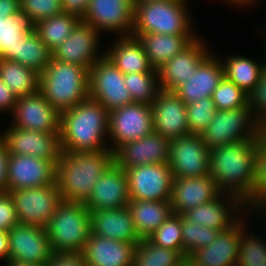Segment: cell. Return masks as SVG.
Returning <instances> with one entry per match:
<instances>
[{
    "label": "cell",
    "instance_id": "6da1fadb",
    "mask_svg": "<svg viewBox=\"0 0 266 266\" xmlns=\"http://www.w3.org/2000/svg\"><path fill=\"white\" fill-rule=\"evenodd\" d=\"M258 142L245 140L209 150V175L220 191L239 197L254 209Z\"/></svg>",
    "mask_w": 266,
    "mask_h": 266
},
{
    "label": "cell",
    "instance_id": "7a4b0ae2",
    "mask_svg": "<svg viewBox=\"0 0 266 266\" xmlns=\"http://www.w3.org/2000/svg\"><path fill=\"white\" fill-rule=\"evenodd\" d=\"M113 163L111 150L61 151L56 163L55 183L62 199L85 203L94 185Z\"/></svg>",
    "mask_w": 266,
    "mask_h": 266
},
{
    "label": "cell",
    "instance_id": "3957f363",
    "mask_svg": "<svg viewBox=\"0 0 266 266\" xmlns=\"http://www.w3.org/2000/svg\"><path fill=\"white\" fill-rule=\"evenodd\" d=\"M108 128L109 111L99 102L88 98L75 107L61 112V150L66 152L111 150L110 146L104 144Z\"/></svg>",
    "mask_w": 266,
    "mask_h": 266
},
{
    "label": "cell",
    "instance_id": "277c9868",
    "mask_svg": "<svg viewBox=\"0 0 266 266\" xmlns=\"http://www.w3.org/2000/svg\"><path fill=\"white\" fill-rule=\"evenodd\" d=\"M39 91L61 113L90 98L89 71L51 57L39 75Z\"/></svg>",
    "mask_w": 266,
    "mask_h": 266
},
{
    "label": "cell",
    "instance_id": "5b68a950",
    "mask_svg": "<svg viewBox=\"0 0 266 266\" xmlns=\"http://www.w3.org/2000/svg\"><path fill=\"white\" fill-rule=\"evenodd\" d=\"M187 0H155L134 6L131 35H194L188 16ZM190 19V20H189Z\"/></svg>",
    "mask_w": 266,
    "mask_h": 266
},
{
    "label": "cell",
    "instance_id": "8992f818",
    "mask_svg": "<svg viewBox=\"0 0 266 266\" xmlns=\"http://www.w3.org/2000/svg\"><path fill=\"white\" fill-rule=\"evenodd\" d=\"M46 231L52 252H82L91 234L90 211L82 202L63 200Z\"/></svg>",
    "mask_w": 266,
    "mask_h": 266
},
{
    "label": "cell",
    "instance_id": "52a82bcc",
    "mask_svg": "<svg viewBox=\"0 0 266 266\" xmlns=\"http://www.w3.org/2000/svg\"><path fill=\"white\" fill-rule=\"evenodd\" d=\"M262 125L254 118L250 103L235 109L217 110L201 134L207 149L245 140H259Z\"/></svg>",
    "mask_w": 266,
    "mask_h": 266
},
{
    "label": "cell",
    "instance_id": "ba28073f",
    "mask_svg": "<svg viewBox=\"0 0 266 266\" xmlns=\"http://www.w3.org/2000/svg\"><path fill=\"white\" fill-rule=\"evenodd\" d=\"M9 193L15 203L18 223L43 228H46L57 207L63 201L56 183L37 188L13 190Z\"/></svg>",
    "mask_w": 266,
    "mask_h": 266
},
{
    "label": "cell",
    "instance_id": "9c48e42d",
    "mask_svg": "<svg viewBox=\"0 0 266 266\" xmlns=\"http://www.w3.org/2000/svg\"><path fill=\"white\" fill-rule=\"evenodd\" d=\"M124 76L106 56L96 61L89 71L90 98L108 111L133 103Z\"/></svg>",
    "mask_w": 266,
    "mask_h": 266
},
{
    "label": "cell",
    "instance_id": "30bf717a",
    "mask_svg": "<svg viewBox=\"0 0 266 266\" xmlns=\"http://www.w3.org/2000/svg\"><path fill=\"white\" fill-rule=\"evenodd\" d=\"M153 132V111L151 104L133 102L109 111L108 136L114 145V152L126 142L141 139Z\"/></svg>",
    "mask_w": 266,
    "mask_h": 266
},
{
    "label": "cell",
    "instance_id": "8fae6325",
    "mask_svg": "<svg viewBox=\"0 0 266 266\" xmlns=\"http://www.w3.org/2000/svg\"><path fill=\"white\" fill-rule=\"evenodd\" d=\"M168 165L174 179L209 175V150L202 136L189 134L172 140Z\"/></svg>",
    "mask_w": 266,
    "mask_h": 266
},
{
    "label": "cell",
    "instance_id": "7c38bea8",
    "mask_svg": "<svg viewBox=\"0 0 266 266\" xmlns=\"http://www.w3.org/2000/svg\"><path fill=\"white\" fill-rule=\"evenodd\" d=\"M130 199L170 201L173 174L168 163L127 168Z\"/></svg>",
    "mask_w": 266,
    "mask_h": 266
},
{
    "label": "cell",
    "instance_id": "4fadbf2b",
    "mask_svg": "<svg viewBox=\"0 0 266 266\" xmlns=\"http://www.w3.org/2000/svg\"><path fill=\"white\" fill-rule=\"evenodd\" d=\"M12 115L14 127L60 134L61 113L39 90L36 93L18 97Z\"/></svg>",
    "mask_w": 266,
    "mask_h": 266
},
{
    "label": "cell",
    "instance_id": "5bb4252c",
    "mask_svg": "<svg viewBox=\"0 0 266 266\" xmlns=\"http://www.w3.org/2000/svg\"><path fill=\"white\" fill-rule=\"evenodd\" d=\"M8 237L9 262L44 265L53 253L46 228L18 223Z\"/></svg>",
    "mask_w": 266,
    "mask_h": 266
},
{
    "label": "cell",
    "instance_id": "9a60e30c",
    "mask_svg": "<svg viewBox=\"0 0 266 266\" xmlns=\"http://www.w3.org/2000/svg\"><path fill=\"white\" fill-rule=\"evenodd\" d=\"M99 33L94 27L80 20L70 36L52 51V58L82 66L90 71L92 65L105 56L97 55Z\"/></svg>",
    "mask_w": 266,
    "mask_h": 266
},
{
    "label": "cell",
    "instance_id": "2e32d148",
    "mask_svg": "<svg viewBox=\"0 0 266 266\" xmlns=\"http://www.w3.org/2000/svg\"><path fill=\"white\" fill-rule=\"evenodd\" d=\"M0 136L5 140L9 154L35 156L58 162L61 156L60 134L21 129L10 125Z\"/></svg>",
    "mask_w": 266,
    "mask_h": 266
},
{
    "label": "cell",
    "instance_id": "e0dca14e",
    "mask_svg": "<svg viewBox=\"0 0 266 266\" xmlns=\"http://www.w3.org/2000/svg\"><path fill=\"white\" fill-rule=\"evenodd\" d=\"M7 192L55 184L56 163L27 155L9 154Z\"/></svg>",
    "mask_w": 266,
    "mask_h": 266
},
{
    "label": "cell",
    "instance_id": "ac0fdd59",
    "mask_svg": "<svg viewBox=\"0 0 266 266\" xmlns=\"http://www.w3.org/2000/svg\"><path fill=\"white\" fill-rule=\"evenodd\" d=\"M134 6L131 0H90L81 19L101 32L107 30L130 36L133 28ZM130 30V31H129Z\"/></svg>",
    "mask_w": 266,
    "mask_h": 266
},
{
    "label": "cell",
    "instance_id": "d6986e66",
    "mask_svg": "<svg viewBox=\"0 0 266 266\" xmlns=\"http://www.w3.org/2000/svg\"><path fill=\"white\" fill-rule=\"evenodd\" d=\"M151 105L155 133L170 141L189 135L186 104L174 91L160 89Z\"/></svg>",
    "mask_w": 266,
    "mask_h": 266
},
{
    "label": "cell",
    "instance_id": "ffe728a7",
    "mask_svg": "<svg viewBox=\"0 0 266 266\" xmlns=\"http://www.w3.org/2000/svg\"><path fill=\"white\" fill-rule=\"evenodd\" d=\"M171 141L154 131L138 140L119 146L114 153V163L126 170L144 164L168 163Z\"/></svg>",
    "mask_w": 266,
    "mask_h": 266
},
{
    "label": "cell",
    "instance_id": "44dd1931",
    "mask_svg": "<svg viewBox=\"0 0 266 266\" xmlns=\"http://www.w3.org/2000/svg\"><path fill=\"white\" fill-rule=\"evenodd\" d=\"M130 201L129 182L126 171L113 163L94 185L91 195L84 203L90 212L119 209Z\"/></svg>",
    "mask_w": 266,
    "mask_h": 266
},
{
    "label": "cell",
    "instance_id": "7402d4cb",
    "mask_svg": "<svg viewBox=\"0 0 266 266\" xmlns=\"http://www.w3.org/2000/svg\"><path fill=\"white\" fill-rule=\"evenodd\" d=\"M209 53L204 42L197 37L187 48L157 69L160 89L175 91L189 81Z\"/></svg>",
    "mask_w": 266,
    "mask_h": 266
},
{
    "label": "cell",
    "instance_id": "603a6c76",
    "mask_svg": "<svg viewBox=\"0 0 266 266\" xmlns=\"http://www.w3.org/2000/svg\"><path fill=\"white\" fill-rule=\"evenodd\" d=\"M222 192L211 176L174 179L172 182L170 204L173 213L184 212L210 202Z\"/></svg>",
    "mask_w": 266,
    "mask_h": 266
},
{
    "label": "cell",
    "instance_id": "cb8c5ba5",
    "mask_svg": "<svg viewBox=\"0 0 266 266\" xmlns=\"http://www.w3.org/2000/svg\"><path fill=\"white\" fill-rule=\"evenodd\" d=\"M139 242H123L90 234L82 251L87 266H133Z\"/></svg>",
    "mask_w": 266,
    "mask_h": 266
},
{
    "label": "cell",
    "instance_id": "d4e9b609",
    "mask_svg": "<svg viewBox=\"0 0 266 266\" xmlns=\"http://www.w3.org/2000/svg\"><path fill=\"white\" fill-rule=\"evenodd\" d=\"M225 197L226 199L228 197V199L226 200ZM223 200H226V202L228 201L229 203L227 202L226 204ZM244 207L248 208V205L239 197L222 193L210 202L190 209L182 215L187 220L195 221L196 223L208 228L223 231L235 225L238 222L237 220H241L238 219V216L233 217L232 213H234L233 211L238 210L243 211L242 209H245Z\"/></svg>",
    "mask_w": 266,
    "mask_h": 266
},
{
    "label": "cell",
    "instance_id": "484cf974",
    "mask_svg": "<svg viewBox=\"0 0 266 266\" xmlns=\"http://www.w3.org/2000/svg\"><path fill=\"white\" fill-rule=\"evenodd\" d=\"M244 221L220 231L210 245L195 250L190 257L201 266H237L241 231Z\"/></svg>",
    "mask_w": 266,
    "mask_h": 266
},
{
    "label": "cell",
    "instance_id": "4316f807",
    "mask_svg": "<svg viewBox=\"0 0 266 266\" xmlns=\"http://www.w3.org/2000/svg\"><path fill=\"white\" fill-rule=\"evenodd\" d=\"M220 58L209 54L198 66L189 81L174 92L186 104L211 97L220 80L224 77V68Z\"/></svg>",
    "mask_w": 266,
    "mask_h": 266
},
{
    "label": "cell",
    "instance_id": "83f0119b",
    "mask_svg": "<svg viewBox=\"0 0 266 266\" xmlns=\"http://www.w3.org/2000/svg\"><path fill=\"white\" fill-rule=\"evenodd\" d=\"M91 233L123 242H140L131 214L126 207L90 212Z\"/></svg>",
    "mask_w": 266,
    "mask_h": 266
},
{
    "label": "cell",
    "instance_id": "f1b7e54d",
    "mask_svg": "<svg viewBox=\"0 0 266 266\" xmlns=\"http://www.w3.org/2000/svg\"><path fill=\"white\" fill-rule=\"evenodd\" d=\"M114 47L104 52L105 56L124 74L158 73L149 63L148 56L137 37L118 36Z\"/></svg>",
    "mask_w": 266,
    "mask_h": 266
},
{
    "label": "cell",
    "instance_id": "f546056e",
    "mask_svg": "<svg viewBox=\"0 0 266 266\" xmlns=\"http://www.w3.org/2000/svg\"><path fill=\"white\" fill-rule=\"evenodd\" d=\"M133 36L141 42L149 63L156 70L179 52H182L197 38L194 35H162L156 33H142Z\"/></svg>",
    "mask_w": 266,
    "mask_h": 266
},
{
    "label": "cell",
    "instance_id": "4dcf8cb0",
    "mask_svg": "<svg viewBox=\"0 0 266 266\" xmlns=\"http://www.w3.org/2000/svg\"><path fill=\"white\" fill-rule=\"evenodd\" d=\"M127 208L141 239H147L173 214L170 201L130 199Z\"/></svg>",
    "mask_w": 266,
    "mask_h": 266
},
{
    "label": "cell",
    "instance_id": "1f68e13d",
    "mask_svg": "<svg viewBox=\"0 0 266 266\" xmlns=\"http://www.w3.org/2000/svg\"><path fill=\"white\" fill-rule=\"evenodd\" d=\"M26 33H35V22L25 12L0 16V59L14 61L15 46Z\"/></svg>",
    "mask_w": 266,
    "mask_h": 266
},
{
    "label": "cell",
    "instance_id": "d6a6232c",
    "mask_svg": "<svg viewBox=\"0 0 266 266\" xmlns=\"http://www.w3.org/2000/svg\"><path fill=\"white\" fill-rule=\"evenodd\" d=\"M224 76L243 89L248 95L255 89L262 71L265 69V63L261 65L243 56H229L225 63L222 62Z\"/></svg>",
    "mask_w": 266,
    "mask_h": 266
},
{
    "label": "cell",
    "instance_id": "836d02e7",
    "mask_svg": "<svg viewBox=\"0 0 266 266\" xmlns=\"http://www.w3.org/2000/svg\"><path fill=\"white\" fill-rule=\"evenodd\" d=\"M52 52L36 33H26L15 46L14 62L25 65L39 75L47 67Z\"/></svg>",
    "mask_w": 266,
    "mask_h": 266
},
{
    "label": "cell",
    "instance_id": "e575fe53",
    "mask_svg": "<svg viewBox=\"0 0 266 266\" xmlns=\"http://www.w3.org/2000/svg\"><path fill=\"white\" fill-rule=\"evenodd\" d=\"M0 79L8 85L17 98L39 90V74L14 61L0 59Z\"/></svg>",
    "mask_w": 266,
    "mask_h": 266
},
{
    "label": "cell",
    "instance_id": "d590c367",
    "mask_svg": "<svg viewBox=\"0 0 266 266\" xmlns=\"http://www.w3.org/2000/svg\"><path fill=\"white\" fill-rule=\"evenodd\" d=\"M80 20L78 16L63 12L36 22L35 33L52 52L70 36Z\"/></svg>",
    "mask_w": 266,
    "mask_h": 266
},
{
    "label": "cell",
    "instance_id": "8d00e7d4",
    "mask_svg": "<svg viewBox=\"0 0 266 266\" xmlns=\"http://www.w3.org/2000/svg\"><path fill=\"white\" fill-rule=\"evenodd\" d=\"M182 256L175 250L142 239L135 248L133 266H180Z\"/></svg>",
    "mask_w": 266,
    "mask_h": 266
},
{
    "label": "cell",
    "instance_id": "74e56055",
    "mask_svg": "<svg viewBox=\"0 0 266 266\" xmlns=\"http://www.w3.org/2000/svg\"><path fill=\"white\" fill-rule=\"evenodd\" d=\"M158 73H129L124 76V84L133 102L152 104L160 90Z\"/></svg>",
    "mask_w": 266,
    "mask_h": 266
},
{
    "label": "cell",
    "instance_id": "f35d334b",
    "mask_svg": "<svg viewBox=\"0 0 266 266\" xmlns=\"http://www.w3.org/2000/svg\"><path fill=\"white\" fill-rule=\"evenodd\" d=\"M182 215L173 213L147 239L154 245L177 251L183 257Z\"/></svg>",
    "mask_w": 266,
    "mask_h": 266
},
{
    "label": "cell",
    "instance_id": "ab89813d",
    "mask_svg": "<svg viewBox=\"0 0 266 266\" xmlns=\"http://www.w3.org/2000/svg\"><path fill=\"white\" fill-rule=\"evenodd\" d=\"M183 257L190 256L195 250L210 245L217 239L219 230L205 227L182 215Z\"/></svg>",
    "mask_w": 266,
    "mask_h": 266
},
{
    "label": "cell",
    "instance_id": "60d3db41",
    "mask_svg": "<svg viewBox=\"0 0 266 266\" xmlns=\"http://www.w3.org/2000/svg\"><path fill=\"white\" fill-rule=\"evenodd\" d=\"M211 98L219 111L240 108L249 103V95L225 76L220 80Z\"/></svg>",
    "mask_w": 266,
    "mask_h": 266
},
{
    "label": "cell",
    "instance_id": "b9f144b4",
    "mask_svg": "<svg viewBox=\"0 0 266 266\" xmlns=\"http://www.w3.org/2000/svg\"><path fill=\"white\" fill-rule=\"evenodd\" d=\"M216 111L211 97L186 105L189 134L201 135L213 120Z\"/></svg>",
    "mask_w": 266,
    "mask_h": 266
},
{
    "label": "cell",
    "instance_id": "7bdbcfd3",
    "mask_svg": "<svg viewBox=\"0 0 266 266\" xmlns=\"http://www.w3.org/2000/svg\"><path fill=\"white\" fill-rule=\"evenodd\" d=\"M244 231H241L237 266H266L265 242Z\"/></svg>",
    "mask_w": 266,
    "mask_h": 266
},
{
    "label": "cell",
    "instance_id": "ee69618b",
    "mask_svg": "<svg viewBox=\"0 0 266 266\" xmlns=\"http://www.w3.org/2000/svg\"><path fill=\"white\" fill-rule=\"evenodd\" d=\"M266 206V125L259 134L256 160L255 207L259 211Z\"/></svg>",
    "mask_w": 266,
    "mask_h": 266
},
{
    "label": "cell",
    "instance_id": "f6af8a7d",
    "mask_svg": "<svg viewBox=\"0 0 266 266\" xmlns=\"http://www.w3.org/2000/svg\"><path fill=\"white\" fill-rule=\"evenodd\" d=\"M20 10L35 23L63 13L61 0H20Z\"/></svg>",
    "mask_w": 266,
    "mask_h": 266
},
{
    "label": "cell",
    "instance_id": "bcb514c9",
    "mask_svg": "<svg viewBox=\"0 0 266 266\" xmlns=\"http://www.w3.org/2000/svg\"><path fill=\"white\" fill-rule=\"evenodd\" d=\"M249 103L254 118L262 126L266 125V67L255 89L249 95Z\"/></svg>",
    "mask_w": 266,
    "mask_h": 266
},
{
    "label": "cell",
    "instance_id": "7dc6e473",
    "mask_svg": "<svg viewBox=\"0 0 266 266\" xmlns=\"http://www.w3.org/2000/svg\"><path fill=\"white\" fill-rule=\"evenodd\" d=\"M17 224L15 203L11 194L0 193V230L9 232Z\"/></svg>",
    "mask_w": 266,
    "mask_h": 266
},
{
    "label": "cell",
    "instance_id": "c3c4849f",
    "mask_svg": "<svg viewBox=\"0 0 266 266\" xmlns=\"http://www.w3.org/2000/svg\"><path fill=\"white\" fill-rule=\"evenodd\" d=\"M43 266H87L82 252H53Z\"/></svg>",
    "mask_w": 266,
    "mask_h": 266
},
{
    "label": "cell",
    "instance_id": "681fc988",
    "mask_svg": "<svg viewBox=\"0 0 266 266\" xmlns=\"http://www.w3.org/2000/svg\"><path fill=\"white\" fill-rule=\"evenodd\" d=\"M9 152L5 140L0 136V193L7 192V168Z\"/></svg>",
    "mask_w": 266,
    "mask_h": 266
},
{
    "label": "cell",
    "instance_id": "f907efd6",
    "mask_svg": "<svg viewBox=\"0 0 266 266\" xmlns=\"http://www.w3.org/2000/svg\"><path fill=\"white\" fill-rule=\"evenodd\" d=\"M17 97L3 80L0 79V111L13 113Z\"/></svg>",
    "mask_w": 266,
    "mask_h": 266
},
{
    "label": "cell",
    "instance_id": "816d5d0a",
    "mask_svg": "<svg viewBox=\"0 0 266 266\" xmlns=\"http://www.w3.org/2000/svg\"><path fill=\"white\" fill-rule=\"evenodd\" d=\"M63 12L82 19L88 9L90 0H61Z\"/></svg>",
    "mask_w": 266,
    "mask_h": 266
},
{
    "label": "cell",
    "instance_id": "f5cc1de1",
    "mask_svg": "<svg viewBox=\"0 0 266 266\" xmlns=\"http://www.w3.org/2000/svg\"><path fill=\"white\" fill-rule=\"evenodd\" d=\"M20 10V0H0V16H13Z\"/></svg>",
    "mask_w": 266,
    "mask_h": 266
},
{
    "label": "cell",
    "instance_id": "db71d44e",
    "mask_svg": "<svg viewBox=\"0 0 266 266\" xmlns=\"http://www.w3.org/2000/svg\"><path fill=\"white\" fill-rule=\"evenodd\" d=\"M0 258L9 262V237L7 231L0 230Z\"/></svg>",
    "mask_w": 266,
    "mask_h": 266
},
{
    "label": "cell",
    "instance_id": "11a10c76",
    "mask_svg": "<svg viewBox=\"0 0 266 266\" xmlns=\"http://www.w3.org/2000/svg\"><path fill=\"white\" fill-rule=\"evenodd\" d=\"M180 266H201L195 260H193L190 256H184L181 260Z\"/></svg>",
    "mask_w": 266,
    "mask_h": 266
},
{
    "label": "cell",
    "instance_id": "9f6ffc18",
    "mask_svg": "<svg viewBox=\"0 0 266 266\" xmlns=\"http://www.w3.org/2000/svg\"><path fill=\"white\" fill-rule=\"evenodd\" d=\"M7 266H43L39 264H29V263H22V262H7Z\"/></svg>",
    "mask_w": 266,
    "mask_h": 266
},
{
    "label": "cell",
    "instance_id": "6f0895ef",
    "mask_svg": "<svg viewBox=\"0 0 266 266\" xmlns=\"http://www.w3.org/2000/svg\"><path fill=\"white\" fill-rule=\"evenodd\" d=\"M229 2L232 4V3H234V4H237V5H245L246 6V4H252L253 2H255V0H229Z\"/></svg>",
    "mask_w": 266,
    "mask_h": 266
},
{
    "label": "cell",
    "instance_id": "680465c9",
    "mask_svg": "<svg viewBox=\"0 0 266 266\" xmlns=\"http://www.w3.org/2000/svg\"><path fill=\"white\" fill-rule=\"evenodd\" d=\"M147 1H155V0H131V3L133 6H135L136 4H140Z\"/></svg>",
    "mask_w": 266,
    "mask_h": 266
},
{
    "label": "cell",
    "instance_id": "91938a15",
    "mask_svg": "<svg viewBox=\"0 0 266 266\" xmlns=\"http://www.w3.org/2000/svg\"><path fill=\"white\" fill-rule=\"evenodd\" d=\"M264 211V213L266 212V206L262 209V212Z\"/></svg>",
    "mask_w": 266,
    "mask_h": 266
}]
</instances>
